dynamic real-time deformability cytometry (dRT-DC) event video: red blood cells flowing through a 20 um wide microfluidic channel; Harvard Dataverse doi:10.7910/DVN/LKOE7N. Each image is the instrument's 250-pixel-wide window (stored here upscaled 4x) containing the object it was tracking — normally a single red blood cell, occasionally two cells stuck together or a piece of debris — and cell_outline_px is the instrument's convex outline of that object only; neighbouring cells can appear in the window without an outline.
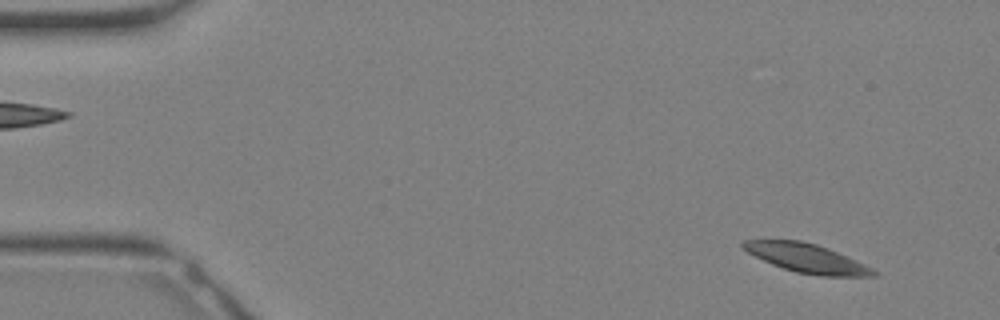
{"species": "Egyptian fruit bat (a non-hibernating species)", "species_latin": "Rousettus aegyptiacus", "temperature_condition": "warm", "stored_images_in_passage": 32, "camera_frame_rate_fps": 3000, "um_per_image_px": 0.085, "animal": {"sex": "female"}, "frame": {"image": 1, "passage_image": 2, "time_ms": 0.333, "image_size_px": [1000, 320], "cell_outline_px": [[880, 276], [820, 276], [796, 272], [772, 264], [740, 248], [740, 244], [744, 240], [800, 240], [816, 244], [828, 248], [856, 260], [880, 272]], "centroid_in_image_um": [68.6, 21.95], "position_along_channel_um": 16.4, "area_um2": 21.91}}
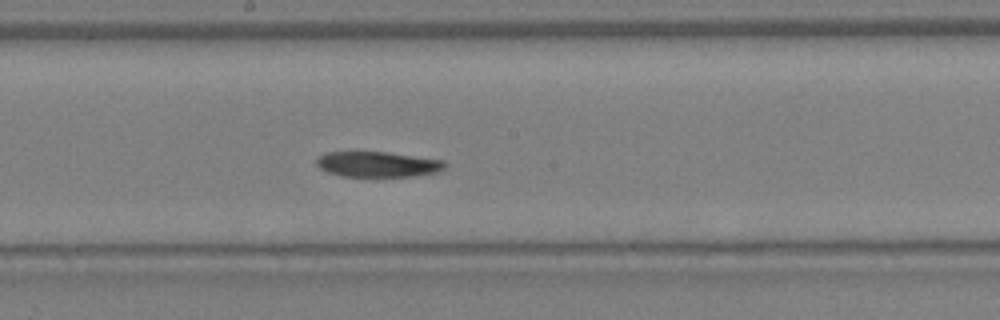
{"frame": {"image": 2, "passage_image": 17, "time_ms": 5.333, "image_size_px": [1000, 320], "cell_outline_px": [[448, 164], [444, 168], [436, 172], [412, 176], [340, 176], [328, 172], [320, 168], [316, 164], [316, 156], [324, 152], [388, 152], [444, 160]], "centroid_in_image_um": [32.08, 13.95], "position_along_channel_um": 216.1, "area_um2": 19.07}}
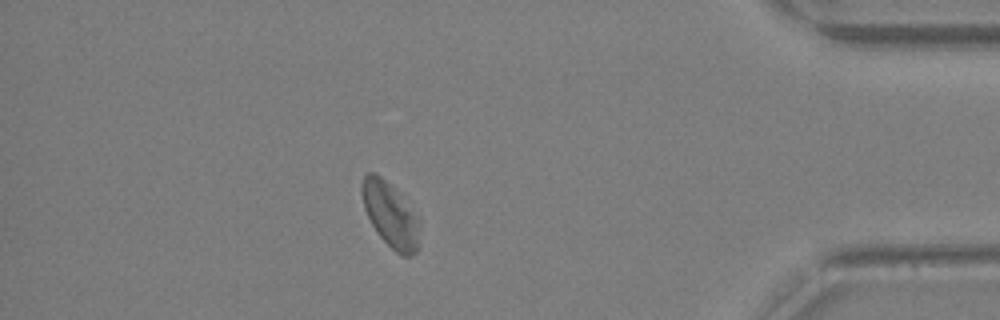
{"frame": {"image": 3, "passage_image": 28, "time_ms": 9.0, "image_size_px": [1000, 320], "cell_outline_px": [[420, 224], [416, 252], [412, 256], [400, 256], [380, 236], [372, 224], [364, 208], [360, 192], [360, 184], [364, 176], [368, 172], [376, 172], [392, 188]], "centroid_in_image_um": [33.11, 18.27], "position_along_channel_um": 402.1, "area_um2": 20.87}}